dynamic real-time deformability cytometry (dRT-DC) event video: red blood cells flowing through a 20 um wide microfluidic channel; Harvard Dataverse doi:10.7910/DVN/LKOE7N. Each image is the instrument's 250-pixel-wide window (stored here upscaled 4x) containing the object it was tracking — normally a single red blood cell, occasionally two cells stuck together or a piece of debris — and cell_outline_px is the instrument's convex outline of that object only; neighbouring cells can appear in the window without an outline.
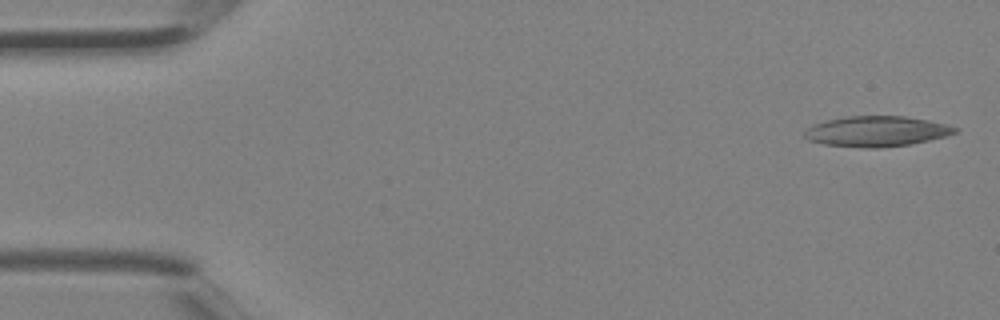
{"species": "Egyptian fruit bat (a non-hibernating species)", "species_latin": "Rousettus aegyptiacus", "temperature_condition": "room temperature", "stored_images_in_passage": 4, "camera_frame_rate_fps": 3000, "um_per_image_px": 0.085, "animal": {"sex": "female"}, "frame": {"image": 1, "passage_image": 1, "time_ms": 0.0, "image_size_px": [1000, 320], "cell_outline_px": [[960, 128], [956, 132], [944, 136], [928, 140], [908, 144], [880, 148], [864, 148], [824, 144], [808, 140], [804, 136], [804, 132], [812, 124], [828, 120], [848, 116], [904, 116], [928, 120], [948, 124]], "centroid_in_image_um": [74.5, 11.16], "position_along_channel_um": 10.5, "area_um2": 26.59}}
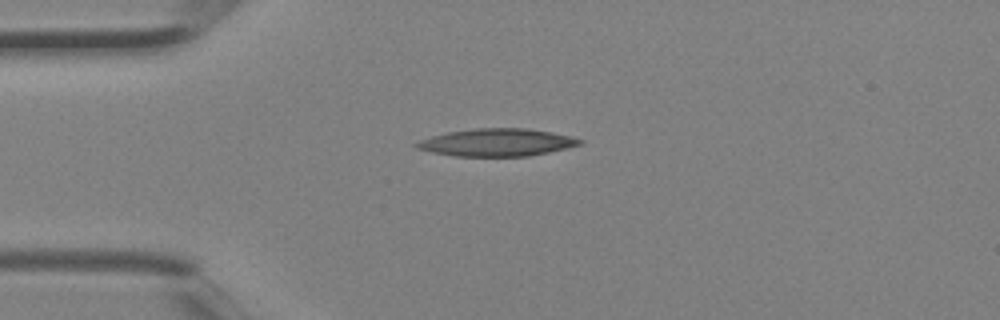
{"frame": {"image": 2, "passage_image": 3, "time_ms": 0.667, "image_size_px": [1000, 320], "cell_outline_px": [[584, 144], [548, 152], [528, 156], [456, 156], [432, 152], [416, 148], [412, 144], [420, 140], [432, 136], [448, 132], [472, 128], [524, 128], [572, 136], [584, 140]], "centroid_in_image_um": [42.23, 12.1], "position_along_channel_um": 42.8, "area_um2": 26.13}}
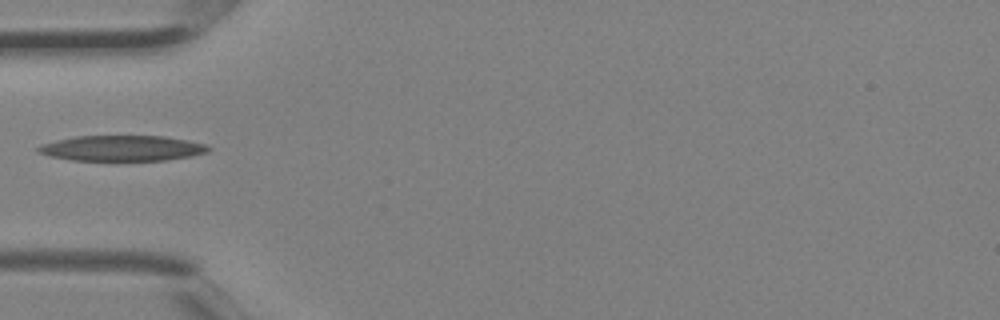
{"frame": {"image": 3, "passage_image": 4, "time_ms": 1.0, "image_size_px": [1000, 320], "cell_outline_px": [[212, 148], [208, 152], [192, 156], [164, 160], [72, 160], [48, 156], [36, 152], [36, 148], [40, 144], [56, 140], [76, 136], [164, 136], [188, 140], [204, 144]], "centroid_in_image_um": [10.35, 12.59], "position_along_channel_um": 74.7, "area_um2": 25.37}}